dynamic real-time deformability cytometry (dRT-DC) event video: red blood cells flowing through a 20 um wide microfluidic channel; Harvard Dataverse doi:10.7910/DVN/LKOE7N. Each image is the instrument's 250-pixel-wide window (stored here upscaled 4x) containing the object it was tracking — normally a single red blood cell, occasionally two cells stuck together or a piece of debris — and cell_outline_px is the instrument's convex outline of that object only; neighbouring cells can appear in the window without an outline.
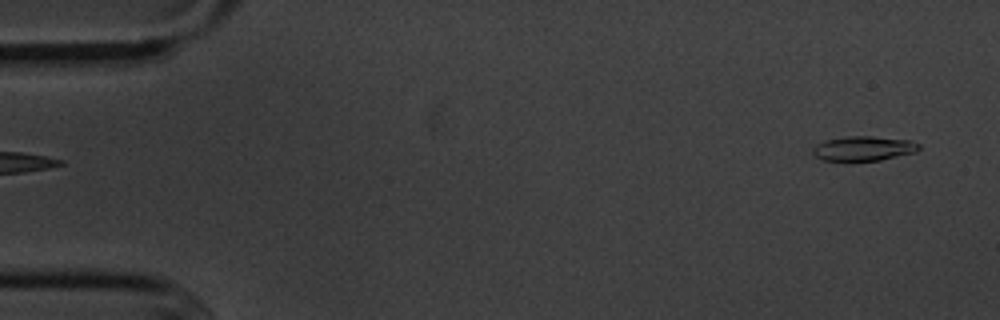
{"species": "common noctule bat (a hibernating species)", "species_latin": "Nyctalus noctula", "temperature_condition": "cold", "stored_images_in_passage": 5, "segment_of_instrument_passage": [2, 2], "camera_frame_rate_fps": 3000, "um_per_image_px": 0.085, "animal": {"sex": "male", "body_mass_g": 20.1, "forearm_length_mm": 53.5}, "frame": {"image": 1, "passage_image": 5, "time_ms": 5.333, "image_size_px": [1000, 320], "cell_outline_px": [[920, 148], [916, 152], [880, 160], [852, 164], [848, 164], [824, 160], [816, 156], [812, 152], [812, 148], [816, 144], [824, 140], [844, 136], [872, 136], [912, 140], [920, 144]], "centroid_in_image_um": [73.36, 12.66], "position_along_channel_um": 11.6, "area_um2": 16.13}}